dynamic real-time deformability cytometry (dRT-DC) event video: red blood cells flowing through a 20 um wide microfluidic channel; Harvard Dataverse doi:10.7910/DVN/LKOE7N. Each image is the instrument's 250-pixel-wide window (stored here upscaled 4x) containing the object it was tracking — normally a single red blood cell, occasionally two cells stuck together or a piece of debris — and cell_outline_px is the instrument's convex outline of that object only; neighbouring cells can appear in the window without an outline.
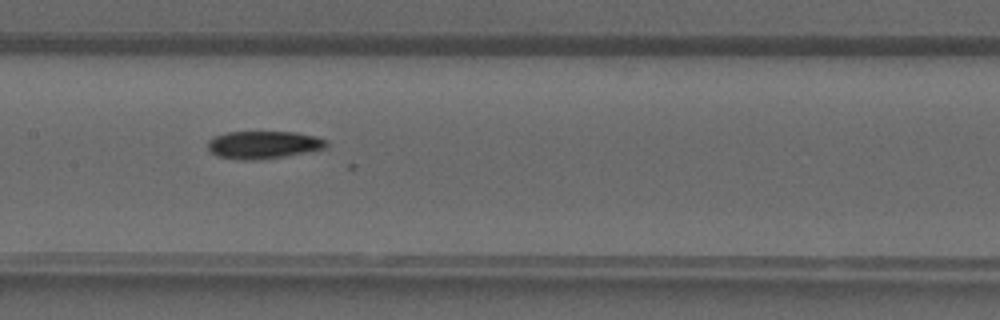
{"species": "common noctule bat (a hibernating species)", "species_latin": "Nyctalus noctula", "temperature_condition": "warm", "stored_images_in_passage": 39, "camera_frame_rate_fps": 3000, "um_per_image_px": 0.085, "animal": {"sex": "male", "forearm_length_mm": 52.5}, "frame": {"image": 1, "passage_image": 20, "time_ms": 6.333, "image_size_px": [1000, 320], "cell_outline_px": [[328, 148], [312, 152], [284, 156], [252, 160], [248, 160], [216, 156], [208, 148], [208, 140], [212, 136], [228, 132], [296, 132], [316, 136], [328, 140]], "centroid_in_image_um": [22.45, 12.3], "position_along_channel_um": 184.9, "area_um2": 19.31}}
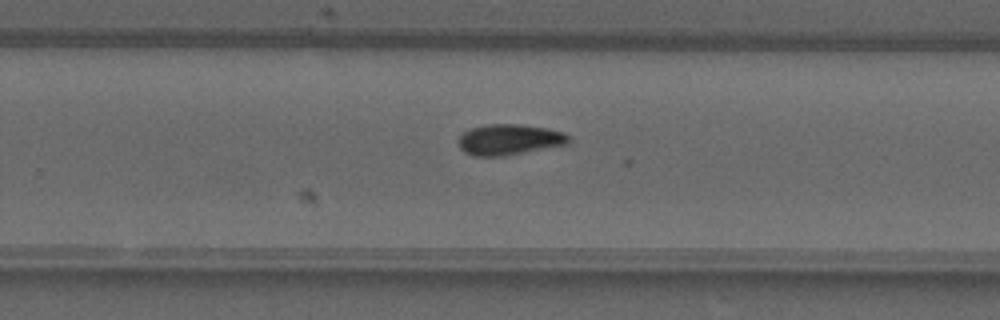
{"frame": {"image": 2, "passage_image": 26, "time_ms": 8.333, "image_size_px": [1000, 320], "cell_outline_px": [[568, 144], [504, 156], [472, 156], [464, 152], [460, 148], [456, 140], [464, 132], [472, 128], [488, 124], [516, 124], [548, 128], [564, 132], [568, 136]], "centroid_in_image_um": [43.25, 11.87], "position_along_channel_um": 286.5, "area_um2": 19.77}}
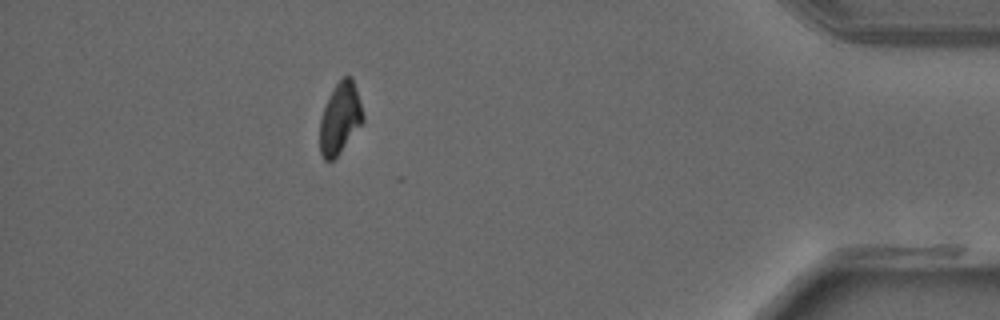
{"frame": {"image": 3, "passage_image": 36, "time_ms": 11.667, "image_size_px": [1000, 320], "cell_outline_px": [[364, 120], [336, 156], [332, 160], [324, 160], [320, 152], [320, 120], [328, 96], [336, 84], [344, 76], [352, 76], [364, 116]], "centroid_in_image_um": [28.89, 10.03], "position_along_channel_um": 406.3, "area_um2": 17.46}}